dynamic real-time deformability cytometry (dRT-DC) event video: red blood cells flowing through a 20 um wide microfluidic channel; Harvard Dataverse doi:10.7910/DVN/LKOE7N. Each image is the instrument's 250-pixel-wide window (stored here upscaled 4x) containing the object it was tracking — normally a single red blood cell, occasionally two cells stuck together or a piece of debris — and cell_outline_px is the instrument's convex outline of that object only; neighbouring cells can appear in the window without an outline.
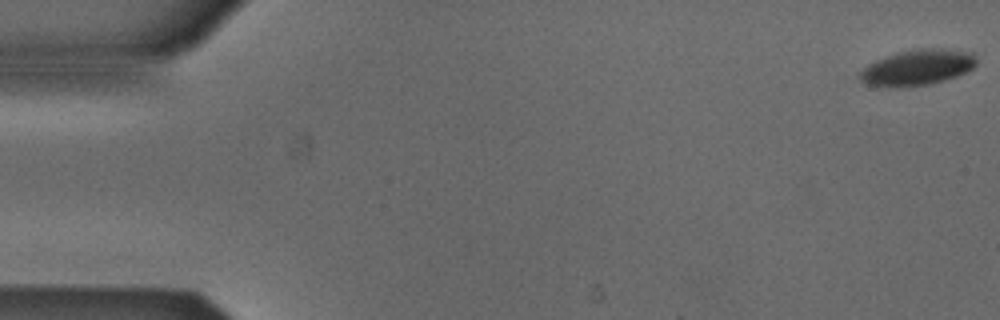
{"species": "Egyptian fruit bat (a non-hibernating species)", "species_latin": "Rousettus aegyptiacus", "temperature_condition": "cold", "stored_images_in_passage": 8, "camera_frame_rate_fps": 3000, "um_per_image_px": 0.085, "animal": {"sex": "male"}, "frame": {"image": 1, "passage_image": 1, "time_ms": 0.0, "image_size_px": [1000, 320], "cell_outline_px": [[976, 64], [972, 68], [956, 76], [944, 80], [928, 84], [908, 88], [892, 88], [864, 84], [856, 76], [868, 64], [876, 60], [896, 52], [916, 48], [940, 48], [972, 52], [976, 56]], "centroid_in_image_um": [77.93, 5.74], "position_along_channel_um": 7.1, "area_um2": 24.68}}